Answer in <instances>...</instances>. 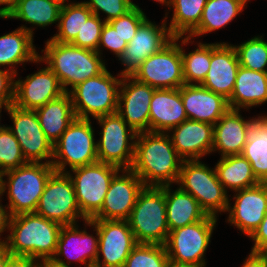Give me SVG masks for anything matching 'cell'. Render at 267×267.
I'll return each instance as SVG.
<instances>
[{"label": "cell", "mask_w": 267, "mask_h": 267, "mask_svg": "<svg viewBox=\"0 0 267 267\" xmlns=\"http://www.w3.org/2000/svg\"><path fill=\"white\" fill-rule=\"evenodd\" d=\"M183 161L168 133L148 131L136 135L131 170L144 186L162 187L177 183Z\"/></svg>", "instance_id": "1"}, {"label": "cell", "mask_w": 267, "mask_h": 267, "mask_svg": "<svg viewBox=\"0 0 267 267\" xmlns=\"http://www.w3.org/2000/svg\"><path fill=\"white\" fill-rule=\"evenodd\" d=\"M62 226L36 213L12 216L8 228L11 233L5 238L4 246L14 256H27L39 262L51 260Z\"/></svg>", "instance_id": "2"}, {"label": "cell", "mask_w": 267, "mask_h": 267, "mask_svg": "<svg viewBox=\"0 0 267 267\" xmlns=\"http://www.w3.org/2000/svg\"><path fill=\"white\" fill-rule=\"evenodd\" d=\"M42 56L51 71L58 77L64 91L68 93L79 83L95 77L105 69V62L97 51L80 48L71 43H60L49 39Z\"/></svg>", "instance_id": "3"}, {"label": "cell", "mask_w": 267, "mask_h": 267, "mask_svg": "<svg viewBox=\"0 0 267 267\" xmlns=\"http://www.w3.org/2000/svg\"><path fill=\"white\" fill-rule=\"evenodd\" d=\"M55 171L51 163H32L0 174V195L7 190L10 216L35 213L39 199L50 175ZM7 177V181L3 177Z\"/></svg>", "instance_id": "4"}, {"label": "cell", "mask_w": 267, "mask_h": 267, "mask_svg": "<svg viewBox=\"0 0 267 267\" xmlns=\"http://www.w3.org/2000/svg\"><path fill=\"white\" fill-rule=\"evenodd\" d=\"M127 221L137 243L164 245L170 232L165 186H144Z\"/></svg>", "instance_id": "5"}, {"label": "cell", "mask_w": 267, "mask_h": 267, "mask_svg": "<svg viewBox=\"0 0 267 267\" xmlns=\"http://www.w3.org/2000/svg\"><path fill=\"white\" fill-rule=\"evenodd\" d=\"M116 78L107 68L72 88L70 94L75 116L80 119L97 118L118 111L122 75Z\"/></svg>", "instance_id": "6"}, {"label": "cell", "mask_w": 267, "mask_h": 267, "mask_svg": "<svg viewBox=\"0 0 267 267\" xmlns=\"http://www.w3.org/2000/svg\"><path fill=\"white\" fill-rule=\"evenodd\" d=\"M217 217L203 220L169 232L164 244L171 267H205L204 254L211 242Z\"/></svg>", "instance_id": "7"}, {"label": "cell", "mask_w": 267, "mask_h": 267, "mask_svg": "<svg viewBox=\"0 0 267 267\" xmlns=\"http://www.w3.org/2000/svg\"><path fill=\"white\" fill-rule=\"evenodd\" d=\"M94 136L90 119L75 118L53 144L51 164L55 171L67 173L68 165L72 170L98 162Z\"/></svg>", "instance_id": "8"}, {"label": "cell", "mask_w": 267, "mask_h": 267, "mask_svg": "<svg viewBox=\"0 0 267 267\" xmlns=\"http://www.w3.org/2000/svg\"><path fill=\"white\" fill-rule=\"evenodd\" d=\"M177 184L196 198L207 215L218 217V212H226L229 196L215 168H209L200 160L183 161Z\"/></svg>", "instance_id": "9"}, {"label": "cell", "mask_w": 267, "mask_h": 267, "mask_svg": "<svg viewBox=\"0 0 267 267\" xmlns=\"http://www.w3.org/2000/svg\"><path fill=\"white\" fill-rule=\"evenodd\" d=\"M95 119L102 127L101 138L96 141L98 162L131 169L137 133L117 112Z\"/></svg>", "instance_id": "10"}, {"label": "cell", "mask_w": 267, "mask_h": 267, "mask_svg": "<svg viewBox=\"0 0 267 267\" xmlns=\"http://www.w3.org/2000/svg\"><path fill=\"white\" fill-rule=\"evenodd\" d=\"M70 171L75 175L73 176ZM70 171L67 173L73 181L81 214L90 220L101 210L110 183L118 172L121 173V169L96 162Z\"/></svg>", "instance_id": "11"}, {"label": "cell", "mask_w": 267, "mask_h": 267, "mask_svg": "<svg viewBox=\"0 0 267 267\" xmlns=\"http://www.w3.org/2000/svg\"><path fill=\"white\" fill-rule=\"evenodd\" d=\"M35 213L63 226L77 224L79 218L87 220L81 214L69 174L57 171L50 175Z\"/></svg>", "instance_id": "12"}, {"label": "cell", "mask_w": 267, "mask_h": 267, "mask_svg": "<svg viewBox=\"0 0 267 267\" xmlns=\"http://www.w3.org/2000/svg\"><path fill=\"white\" fill-rule=\"evenodd\" d=\"M179 39L181 37H174L159 52L149 56L132 77L156 89H178L184 85Z\"/></svg>", "instance_id": "13"}, {"label": "cell", "mask_w": 267, "mask_h": 267, "mask_svg": "<svg viewBox=\"0 0 267 267\" xmlns=\"http://www.w3.org/2000/svg\"><path fill=\"white\" fill-rule=\"evenodd\" d=\"M6 111L13 122V126L8 128L17 139L25 160L52 163L53 143L44 134L35 110L21 109L13 104Z\"/></svg>", "instance_id": "14"}, {"label": "cell", "mask_w": 267, "mask_h": 267, "mask_svg": "<svg viewBox=\"0 0 267 267\" xmlns=\"http://www.w3.org/2000/svg\"><path fill=\"white\" fill-rule=\"evenodd\" d=\"M98 230V257L94 267H123L138 244L127 220L90 219ZM100 254L103 260L100 261Z\"/></svg>", "instance_id": "15"}, {"label": "cell", "mask_w": 267, "mask_h": 267, "mask_svg": "<svg viewBox=\"0 0 267 267\" xmlns=\"http://www.w3.org/2000/svg\"><path fill=\"white\" fill-rule=\"evenodd\" d=\"M167 15L166 13L161 26L149 19L139 26L135 36L119 57L122 65L125 66L120 75L132 76L149 56L159 52L174 38L166 24Z\"/></svg>", "instance_id": "16"}, {"label": "cell", "mask_w": 267, "mask_h": 267, "mask_svg": "<svg viewBox=\"0 0 267 267\" xmlns=\"http://www.w3.org/2000/svg\"><path fill=\"white\" fill-rule=\"evenodd\" d=\"M121 172L113 177L102 208L92 219L128 220L144 184L131 169Z\"/></svg>", "instance_id": "17"}, {"label": "cell", "mask_w": 267, "mask_h": 267, "mask_svg": "<svg viewBox=\"0 0 267 267\" xmlns=\"http://www.w3.org/2000/svg\"><path fill=\"white\" fill-rule=\"evenodd\" d=\"M156 88L122 76L117 113L137 134L149 131L150 102Z\"/></svg>", "instance_id": "18"}, {"label": "cell", "mask_w": 267, "mask_h": 267, "mask_svg": "<svg viewBox=\"0 0 267 267\" xmlns=\"http://www.w3.org/2000/svg\"><path fill=\"white\" fill-rule=\"evenodd\" d=\"M84 223L94 228L96 238L91 234L89 235L86 228L83 231L78 229V224L62 226L57 248L51 261L61 266L70 267L71 260H75L78 263L84 264L86 267H94L98 257V230L97 226L91 220H86ZM63 256L69 260L68 264L62 259Z\"/></svg>", "instance_id": "19"}, {"label": "cell", "mask_w": 267, "mask_h": 267, "mask_svg": "<svg viewBox=\"0 0 267 267\" xmlns=\"http://www.w3.org/2000/svg\"><path fill=\"white\" fill-rule=\"evenodd\" d=\"M232 199H235V202L231 207L229 200L227 222L250 237L267 212V183L235 191Z\"/></svg>", "instance_id": "20"}, {"label": "cell", "mask_w": 267, "mask_h": 267, "mask_svg": "<svg viewBox=\"0 0 267 267\" xmlns=\"http://www.w3.org/2000/svg\"><path fill=\"white\" fill-rule=\"evenodd\" d=\"M26 79L15 80L14 105L25 110H35L65 93L58 77L46 66Z\"/></svg>", "instance_id": "21"}, {"label": "cell", "mask_w": 267, "mask_h": 267, "mask_svg": "<svg viewBox=\"0 0 267 267\" xmlns=\"http://www.w3.org/2000/svg\"><path fill=\"white\" fill-rule=\"evenodd\" d=\"M239 67L238 56L233 45L225 42L211 43L210 67L200 85L229 100Z\"/></svg>", "instance_id": "22"}, {"label": "cell", "mask_w": 267, "mask_h": 267, "mask_svg": "<svg viewBox=\"0 0 267 267\" xmlns=\"http://www.w3.org/2000/svg\"><path fill=\"white\" fill-rule=\"evenodd\" d=\"M167 133L184 161L201 160L202 156L212 153L213 125L210 123L187 119Z\"/></svg>", "instance_id": "23"}, {"label": "cell", "mask_w": 267, "mask_h": 267, "mask_svg": "<svg viewBox=\"0 0 267 267\" xmlns=\"http://www.w3.org/2000/svg\"><path fill=\"white\" fill-rule=\"evenodd\" d=\"M181 99L188 119L214 125L230 108L228 100L200 84L180 87Z\"/></svg>", "instance_id": "24"}, {"label": "cell", "mask_w": 267, "mask_h": 267, "mask_svg": "<svg viewBox=\"0 0 267 267\" xmlns=\"http://www.w3.org/2000/svg\"><path fill=\"white\" fill-rule=\"evenodd\" d=\"M257 118L245 120L239 109H229L213 125L212 152H221V157L241 155L249 135V129Z\"/></svg>", "instance_id": "25"}, {"label": "cell", "mask_w": 267, "mask_h": 267, "mask_svg": "<svg viewBox=\"0 0 267 267\" xmlns=\"http://www.w3.org/2000/svg\"><path fill=\"white\" fill-rule=\"evenodd\" d=\"M178 89H155L149 113V131L167 133L187 120Z\"/></svg>", "instance_id": "26"}, {"label": "cell", "mask_w": 267, "mask_h": 267, "mask_svg": "<svg viewBox=\"0 0 267 267\" xmlns=\"http://www.w3.org/2000/svg\"><path fill=\"white\" fill-rule=\"evenodd\" d=\"M33 28L25 25L0 36V67L18 75L17 66L26 62L41 63L36 47L33 44Z\"/></svg>", "instance_id": "27"}, {"label": "cell", "mask_w": 267, "mask_h": 267, "mask_svg": "<svg viewBox=\"0 0 267 267\" xmlns=\"http://www.w3.org/2000/svg\"><path fill=\"white\" fill-rule=\"evenodd\" d=\"M267 102V72L239 67L228 105L230 109H249Z\"/></svg>", "instance_id": "28"}, {"label": "cell", "mask_w": 267, "mask_h": 267, "mask_svg": "<svg viewBox=\"0 0 267 267\" xmlns=\"http://www.w3.org/2000/svg\"><path fill=\"white\" fill-rule=\"evenodd\" d=\"M171 187L165 186L166 218L170 231L201 221L207 216L193 195L180 187L172 191Z\"/></svg>", "instance_id": "29"}, {"label": "cell", "mask_w": 267, "mask_h": 267, "mask_svg": "<svg viewBox=\"0 0 267 267\" xmlns=\"http://www.w3.org/2000/svg\"><path fill=\"white\" fill-rule=\"evenodd\" d=\"M35 112L44 134L53 144L76 118L70 94L66 92Z\"/></svg>", "instance_id": "30"}, {"label": "cell", "mask_w": 267, "mask_h": 267, "mask_svg": "<svg viewBox=\"0 0 267 267\" xmlns=\"http://www.w3.org/2000/svg\"><path fill=\"white\" fill-rule=\"evenodd\" d=\"M245 4L244 0H208L198 27L189 36L181 37V44L186 45L195 36L225 27L247 7Z\"/></svg>", "instance_id": "31"}, {"label": "cell", "mask_w": 267, "mask_h": 267, "mask_svg": "<svg viewBox=\"0 0 267 267\" xmlns=\"http://www.w3.org/2000/svg\"><path fill=\"white\" fill-rule=\"evenodd\" d=\"M242 155L260 183H267V115L258 116L249 129Z\"/></svg>", "instance_id": "32"}, {"label": "cell", "mask_w": 267, "mask_h": 267, "mask_svg": "<svg viewBox=\"0 0 267 267\" xmlns=\"http://www.w3.org/2000/svg\"><path fill=\"white\" fill-rule=\"evenodd\" d=\"M214 167L226 191L229 188L235 192L260 183L250 162L242 154L221 157Z\"/></svg>", "instance_id": "33"}, {"label": "cell", "mask_w": 267, "mask_h": 267, "mask_svg": "<svg viewBox=\"0 0 267 267\" xmlns=\"http://www.w3.org/2000/svg\"><path fill=\"white\" fill-rule=\"evenodd\" d=\"M62 5L53 0H17L7 19H19L28 24L46 27L59 22Z\"/></svg>", "instance_id": "34"}, {"label": "cell", "mask_w": 267, "mask_h": 267, "mask_svg": "<svg viewBox=\"0 0 267 267\" xmlns=\"http://www.w3.org/2000/svg\"><path fill=\"white\" fill-rule=\"evenodd\" d=\"M208 0H173V17L168 27L173 37L189 36L199 25Z\"/></svg>", "instance_id": "35"}, {"label": "cell", "mask_w": 267, "mask_h": 267, "mask_svg": "<svg viewBox=\"0 0 267 267\" xmlns=\"http://www.w3.org/2000/svg\"><path fill=\"white\" fill-rule=\"evenodd\" d=\"M91 14L92 11L84 2H72L68 5L66 2L60 10L58 33L51 39L60 43H72Z\"/></svg>", "instance_id": "36"}, {"label": "cell", "mask_w": 267, "mask_h": 267, "mask_svg": "<svg viewBox=\"0 0 267 267\" xmlns=\"http://www.w3.org/2000/svg\"><path fill=\"white\" fill-rule=\"evenodd\" d=\"M181 56L185 84H201L210 67L211 43L199 42L198 48L188 54L181 46Z\"/></svg>", "instance_id": "37"}, {"label": "cell", "mask_w": 267, "mask_h": 267, "mask_svg": "<svg viewBox=\"0 0 267 267\" xmlns=\"http://www.w3.org/2000/svg\"><path fill=\"white\" fill-rule=\"evenodd\" d=\"M123 267H171L165 246L138 243L127 257Z\"/></svg>", "instance_id": "38"}, {"label": "cell", "mask_w": 267, "mask_h": 267, "mask_svg": "<svg viewBox=\"0 0 267 267\" xmlns=\"http://www.w3.org/2000/svg\"><path fill=\"white\" fill-rule=\"evenodd\" d=\"M263 38V35L255 36L240 45H233L241 67L267 72V42Z\"/></svg>", "instance_id": "39"}, {"label": "cell", "mask_w": 267, "mask_h": 267, "mask_svg": "<svg viewBox=\"0 0 267 267\" xmlns=\"http://www.w3.org/2000/svg\"><path fill=\"white\" fill-rule=\"evenodd\" d=\"M12 131L4 126L0 131V174L27 164Z\"/></svg>", "instance_id": "40"}, {"label": "cell", "mask_w": 267, "mask_h": 267, "mask_svg": "<svg viewBox=\"0 0 267 267\" xmlns=\"http://www.w3.org/2000/svg\"><path fill=\"white\" fill-rule=\"evenodd\" d=\"M104 24L105 21L99 16L91 14L71 44L80 48L97 51Z\"/></svg>", "instance_id": "41"}, {"label": "cell", "mask_w": 267, "mask_h": 267, "mask_svg": "<svg viewBox=\"0 0 267 267\" xmlns=\"http://www.w3.org/2000/svg\"><path fill=\"white\" fill-rule=\"evenodd\" d=\"M147 19L140 7H133L125 15L110 20L109 23L127 43L135 36L139 26Z\"/></svg>", "instance_id": "42"}, {"label": "cell", "mask_w": 267, "mask_h": 267, "mask_svg": "<svg viewBox=\"0 0 267 267\" xmlns=\"http://www.w3.org/2000/svg\"><path fill=\"white\" fill-rule=\"evenodd\" d=\"M84 3L92 11V14L100 17V11L105 13L107 15L104 18L105 22L125 15L133 8L125 0H89L84 1Z\"/></svg>", "instance_id": "43"}, {"label": "cell", "mask_w": 267, "mask_h": 267, "mask_svg": "<svg viewBox=\"0 0 267 267\" xmlns=\"http://www.w3.org/2000/svg\"><path fill=\"white\" fill-rule=\"evenodd\" d=\"M127 44L128 43L122 39L114 27L109 22H105L101 30L97 52L102 54L101 48L105 47L108 50L110 49L119 59V57L123 54Z\"/></svg>", "instance_id": "44"}, {"label": "cell", "mask_w": 267, "mask_h": 267, "mask_svg": "<svg viewBox=\"0 0 267 267\" xmlns=\"http://www.w3.org/2000/svg\"><path fill=\"white\" fill-rule=\"evenodd\" d=\"M17 75L6 69H0V107L5 110L14 104L15 98V77Z\"/></svg>", "instance_id": "45"}, {"label": "cell", "mask_w": 267, "mask_h": 267, "mask_svg": "<svg viewBox=\"0 0 267 267\" xmlns=\"http://www.w3.org/2000/svg\"><path fill=\"white\" fill-rule=\"evenodd\" d=\"M249 238L254 241L251 251L259 252L261 249L267 247V212L259 227Z\"/></svg>", "instance_id": "46"}, {"label": "cell", "mask_w": 267, "mask_h": 267, "mask_svg": "<svg viewBox=\"0 0 267 267\" xmlns=\"http://www.w3.org/2000/svg\"><path fill=\"white\" fill-rule=\"evenodd\" d=\"M40 262L27 256H14L11 255L6 267H39Z\"/></svg>", "instance_id": "47"}, {"label": "cell", "mask_w": 267, "mask_h": 267, "mask_svg": "<svg viewBox=\"0 0 267 267\" xmlns=\"http://www.w3.org/2000/svg\"><path fill=\"white\" fill-rule=\"evenodd\" d=\"M242 265V267H267L264 257L256 251H251Z\"/></svg>", "instance_id": "48"}, {"label": "cell", "mask_w": 267, "mask_h": 267, "mask_svg": "<svg viewBox=\"0 0 267 267\" xmlns=\"http://www.w3.org/2000/svg\"><path fill=\"white\" fill-rule=\"evenodd\" d=\"M1 195H0V202H1ZM5 207L0 203V245H4L5 239H1V235L6 229L9 228V222H10V213L8 210V207Z\"/></svg>", "instance_id": "49"}, {"label": "cell", "mask_w": 267, "mask_h": 267, "mask_svg": "<svg viewBox=\"0 0 267 267\" xmlns=\"http://www.w3.org/2000/svg\"><path fill=\"white\" fill-rule=\"evenodd\" d=\"M17 0H0V5H5L4 7L0 8V18H5L13 12L16 6Z\"/></svg>", "instance_id": "50"}, {"label": "cell", "mask_w": 267, "mask_h": 267, "mask_svg": "<svg viewBox=\"0 0 267 267\" xmlns=\"http://www.w3.org/2000/svg\"><path fill=\"white\" fill-rule=\"evenodd\" d=\"M11 256L4 245H0V267H6L7 260Z\"/></svg>", "instance_id": "51"}, {"label": "cell", "mask_w": 267, "mask_h": 267, "mask_svg": "<svg viewBox=\"0 0 267 267\" xmlns=\"http://www.w3.org/2000/svg\"><path fill=\"white\" fill-rule=\"evenodd\" d=\"M39 267H67V266H61V265L54 263L51 260H46V261L40 262Z\"/></svg>", "instance_id": "52"}, {"label": "cell", "mask_w": 267, "mask_h": 267, "mask_svg": "<svg viewBox=\"0 0 267 267\" xmlns=\"http://www.w3.org/2000/svg\"><path fill=\"white\" fill-rule=\"evenodd\" d=\"M154 1H157V2H160L162 4H165V6L167 5L169 9H171V5H172V2H173V0H154Z\"/></svg>", "instance_id": "53"}, {"label": "cell", "mask_w": 267, "mask_h": 267, "mask_svg": "<svg viewBox=\"0 0 267 267\" xmlns=\"http://www.w3.org/2000/svg\"><path fill=\"white\" fill-rule=\"evenodd\" d=\"M259 252L264 257V259L266 261V265H267V247L261 249Z\"/></svg>", "instance_id": "54"}, {"label": "cell", "mask_w": 267, "mask_h": 267, "mask_svg": "<svg viewBox=\"0 0 267 267\" xmlns=\"http://www.w3.org/2000/svg\"><path fill=\"white\" fill-rule=\"evenodd\" d=\"M128 4H130L132 7H139L138 5H136L135 3H133V1L131 0H125Z\"/></svg>", "instance_id": "55"}, {"label": "cell", "mask_w": 267, "mask_h": 267, "mask_svg": "<svg viewBox=\"0 0 267 267\" xmlns=\"http://www.w3.org/2000/svg\"><path fill=\"white\" fill-rule=\"evenodd\" d=\"M55 2H58L59 4H61L62 6L65 5L66 0H53ZM68 1V0H67Z\"/></svg>", "instance_id": "56"}, {"label": "cell", "mask_w": 267, "mask_h": 267, "mask_svg": "<svg viewBox=\"0 0 267 267\" xmlns=\"http://www.w3.org/2000/svg\"><path fill=\"white\" fill-rule=\"evenodd\" d=\"M2 108H5V107H0V113H1V110H2ZM0 117H1V115H0ZM1 119V118H0ZM5 125H0V131L3 129V127H4Z\"/></svg>", "instance_id": "57"}]
</instances>
